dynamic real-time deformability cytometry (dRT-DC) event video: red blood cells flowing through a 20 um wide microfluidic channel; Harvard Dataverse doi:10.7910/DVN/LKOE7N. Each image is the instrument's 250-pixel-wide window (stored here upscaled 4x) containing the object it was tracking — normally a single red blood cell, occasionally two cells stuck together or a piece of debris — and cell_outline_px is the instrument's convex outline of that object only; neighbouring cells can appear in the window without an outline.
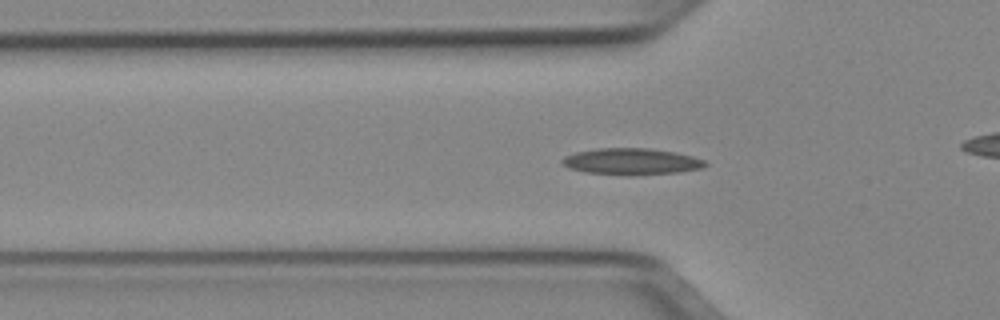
{"species": "Egyptian fruit bat (a non-hibernating species)", "species_latin": "Rousettus aegyptiacus", "temperature_condition": "cold", "stored_images_in_passage": 41, "camera_frame_rate_fps": 3000, "um_per_image_px": 0.085, "animal": {"sex": "female"}, "frame": {"image": 1, "passage_image": 6, "time_ms": 1.667, "image_size_px": [1000, 320], "cell_outline_px": [[708, 164], [704, 168], [680, 172], [636, 176], [632, 176], [584, 172], [568, 168], [560, 164], [560, 160], [564, 156], [576, 152], [600, 148], [644, 148], [672, 152], [692, 156], [704, 160]], "centroid_in_image_um": [53.64, 13.75], "position_along_channel_um": 72.2, "area_um2": 22.31}}
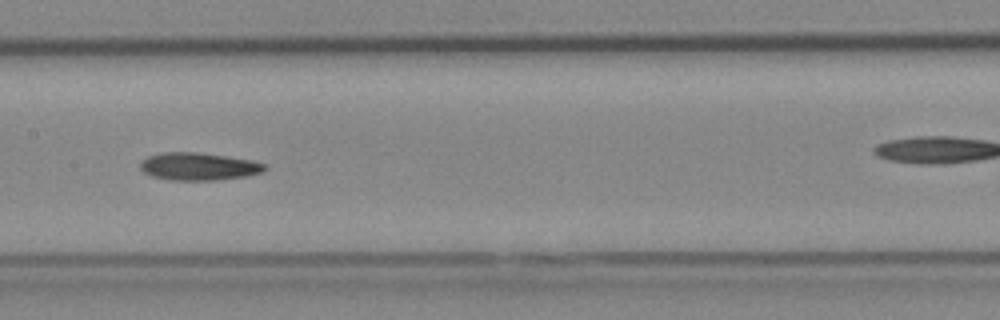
{"frame": {"image": 2, "passage_image": 15, "time_ms": 4.667, "image_size_px": [1000, 320], "cell_outline_px": [[268, 168], [264, 172], [244, 176], [216, 180], [168, 180], [152, 176], [144, 172], [140, 168], [140, 164], [148, 156], [160, 152], [196, 152], [224, 156], [248, 160], [264, 164]], "centroid_in_image_um": [16.85, 14.15], "position_along_channel_um": 190.5, "area_um2": 19.83}}
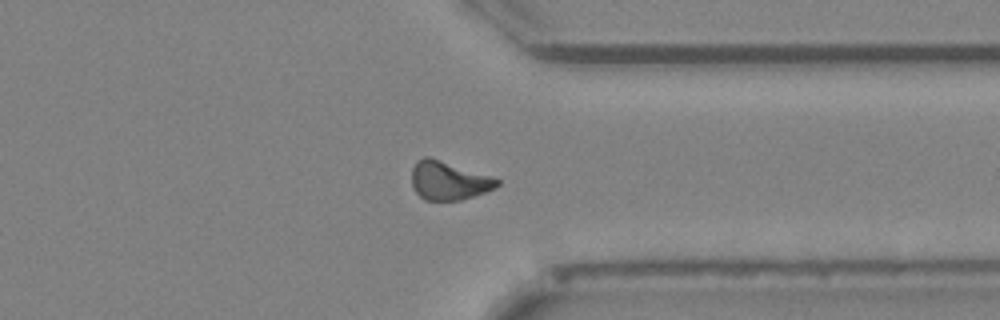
{"frame": {"image": 3, "passage_image": 29, "time_ms": 9.333, "image_size_px": [1000, 320], "cell_outline_px": [[500, 184], [496, 188], [460, 200], [424, 200], [416, 192], [412, 184], [412, 168], [416, 160], [424, 156], [428, 156], [496, 176], [500, 180]], "centroid_in_image_um": [38.17, 15.32], "position_along_channel_um": 373.2, "area_um2": 19.54}, "authors_computed_cell_mechanics": {"area_um2": 19.363, "velocity_mm_per_s": 3.9514, "shape_relaxation_time_tau1_ms": null, "shape_relaxation_time_tau2_ms": 5.4636, "deformation_change_tau1": null, "deformation_change_tau2": 0.1204}}